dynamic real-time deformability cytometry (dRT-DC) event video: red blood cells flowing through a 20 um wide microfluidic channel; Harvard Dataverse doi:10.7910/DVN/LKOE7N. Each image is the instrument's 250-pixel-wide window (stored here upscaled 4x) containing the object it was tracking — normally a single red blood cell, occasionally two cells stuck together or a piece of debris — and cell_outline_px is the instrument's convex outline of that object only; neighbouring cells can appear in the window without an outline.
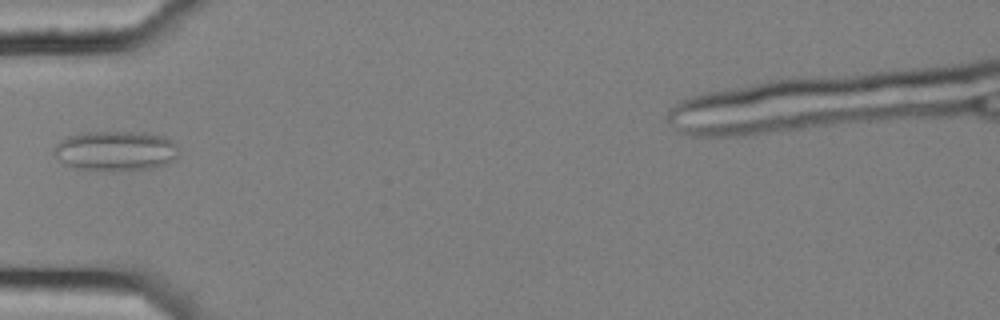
{"species": "common noctule bat (a hibernating species)", "species_latin": "Nyctalus noctula", "temperature_condition": "cold", "stored_images_in_passage": 6, "camera_frame_rate_fps": 3000, "um_per_image_px": 0.085, "animal": {"sex": "female", "body_mass_g": 25.1}, "frame": {"image": 1, "passage_image": 3, "time_ms": 0.667, "image_size_px": [1000, 320], "cell_outline_px": [[176, 156], [172, 160], [164, 164], [152, 168], [76, 168], [60, 160], [52, 152], [52, 148], [60, 140], [68, 136], [80, 132], [144, 132], [164, 136], [172, 140], [176, 144]], "centroid_in_image_um": [9.8, 12.76], "position_along_channel_um": 75.2, "area_um2": 28.15}}
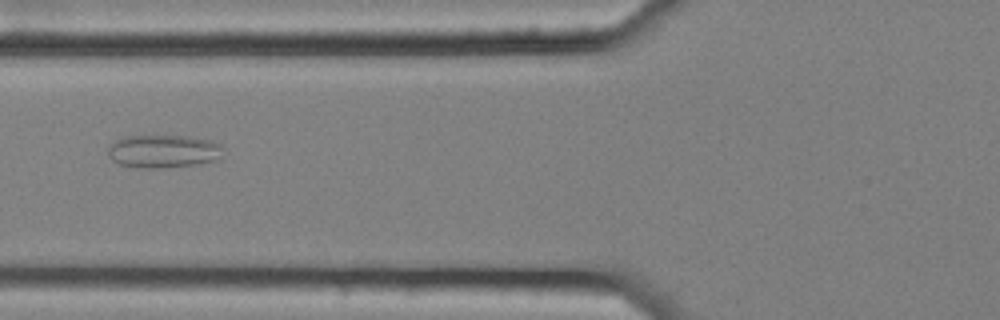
{"frame": {"image": 2, "passage_image": 4, "time_ms": 1.0, "image_size_px": [1000, 320], "cell_outline_px": [[220, 160], [200, 164], [156, 168], [144, 168], [120, 164], [112, 160], [108, 156], [108, 148], [116, 140], [124, 136], [184, 136], [212, 140], [220, 144]], "centroid_in_image_um": [13.89, 12.86], "position_along_channel_um": 111.9, "area_um2": 22.08}}
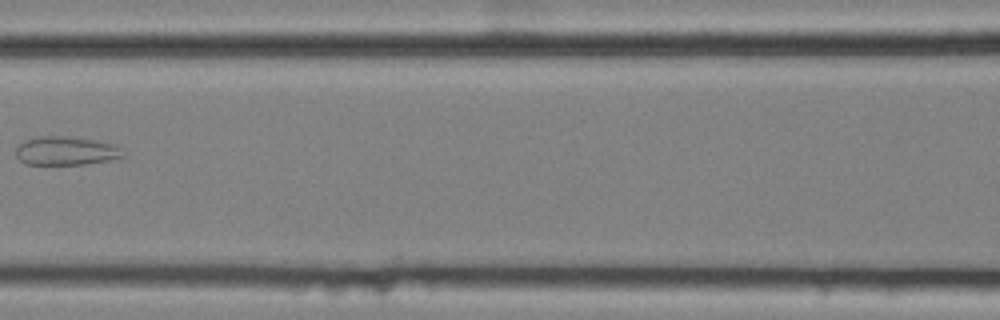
{"frame": {"image": 3, "passage_image": 5, "time_ms": 1.333, "image_size_px": [1000, 320], "cell_outline_px": [[124, 156], [108, 160], [84, 164], [24, 164], [16, 156], [16, 148], [24, 140], [36, 136], [68, 136], [96, 140], [116, 144], [120, 148]], "centroid_in_image_um": [5.58, 12.81], "position_along_channel_um": 161.0, "area_um2": 17.92}}